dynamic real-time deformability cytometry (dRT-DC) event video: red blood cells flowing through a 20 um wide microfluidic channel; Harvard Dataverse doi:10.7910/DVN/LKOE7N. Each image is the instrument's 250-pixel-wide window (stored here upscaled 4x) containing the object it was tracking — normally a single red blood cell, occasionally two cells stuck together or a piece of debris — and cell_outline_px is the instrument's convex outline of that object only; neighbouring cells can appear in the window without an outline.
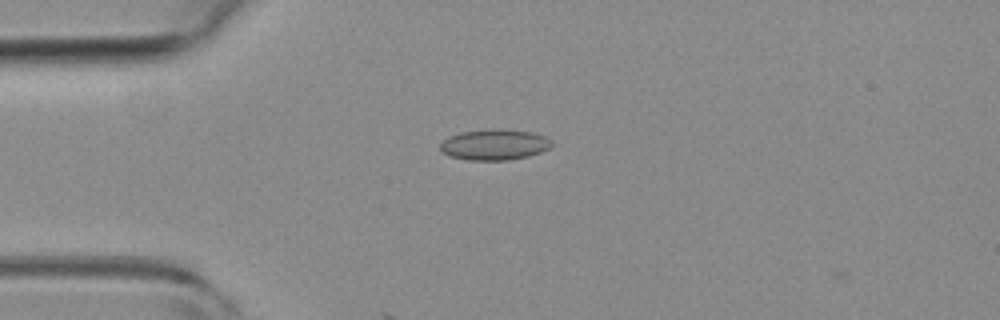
{"species": "common noctule bat (a hibernating species)", "species_latin": "Nyctalus noctula", "temperature_condition": "room temperature", "stored_images_in_passage": 6, "camera_frame_rate_fps": 3000, "um_per_image_px": 0.085, "animal": {"sex": "female", "body_mass_g": 19.3, "forearm_length_mm": 54.1}, "frame": {"image": 1, "passage_image": 4, "time_ms": 1.0, "image_size_px": [1000, 320], "cell_outline_px": [[552, 144], [548, 148], [540, 152], [528, 156], [508, 160], [468, 160], [448, 156], [440, 148], [440, 144], [448, 136], [460, 132], [492, 128], [496, 128], [532, 132], [544, 136], [552, 140]], "centroid_in_image_um": [42.01, 12.28], "position_along_channel_um": 43.0, "area_um2": 20.06}}